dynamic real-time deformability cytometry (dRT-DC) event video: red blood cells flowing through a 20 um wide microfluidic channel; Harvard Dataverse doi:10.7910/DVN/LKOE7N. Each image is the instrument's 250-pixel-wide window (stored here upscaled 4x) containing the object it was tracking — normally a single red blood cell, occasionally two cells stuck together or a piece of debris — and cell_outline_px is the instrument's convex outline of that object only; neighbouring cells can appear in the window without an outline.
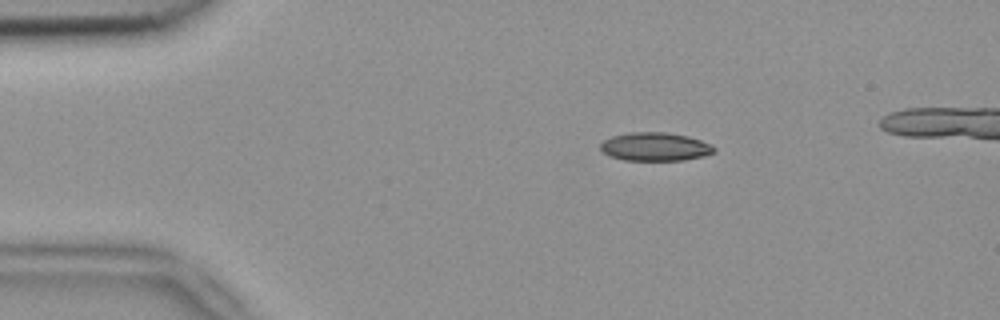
{"species": "common noctule bat (a hibernating species)", "species_latin": "Nyctalus noctula", "temperature_condition": "room temperature", "stored_images_in_passage": 5, "camera_frame_rate_fps": 3000, "um_per_image_px": 0.085, "animal": {"sex": "female", "body_mass_g": 18.4}, "frame": {"image": 1, "passage_image": 2, "time_ms": 0.333, "image_size_px": [1000, 320], "cell_outline_px": [[716, 152], [704, 156], [684, 160], [624, 160], [608, 156], [600, 148], [600, 144], [604, 140], [612, 136], [628, 132], [668, 132], [688, 136], [712, 144], [716, 148]], "centroid_in_image_um": [55.7, 12.47], "position_along_channel_um": 29.3, "area_um2": 19.02}}